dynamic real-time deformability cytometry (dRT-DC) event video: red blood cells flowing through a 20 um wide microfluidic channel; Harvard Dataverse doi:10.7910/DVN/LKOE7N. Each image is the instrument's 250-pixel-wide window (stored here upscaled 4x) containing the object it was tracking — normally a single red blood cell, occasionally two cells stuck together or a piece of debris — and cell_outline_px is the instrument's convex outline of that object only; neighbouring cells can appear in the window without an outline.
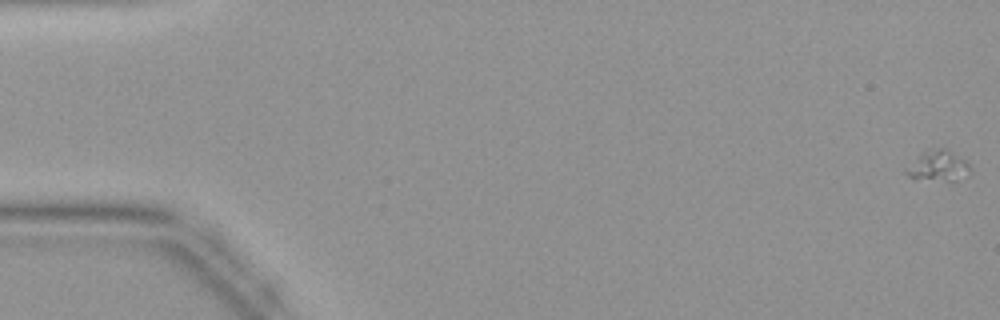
{"species": "common noctule bat (a hibernating species)", "species_latin": "Nyctalus noctula", "temperature_condition": "warm", "stored_images_in_passage": 45, "camera_frame_rate_fps": 3000, "um_per_image_px": 0.085, "animal": {"sex": "female", "body_mass_g": 19.9}, "frame": {"image": 1, "passage_image": 1, "time_ms": 0.0, "image_size_px": [1000, 320], "cell_outline_px": [[972, 172], [968, 176], [956, 180], [912, 180], [904, 172], [904, 168], [924, 152], [936, 148], [944, 148], [964, 160], [972, 168]], "centroid_in_image_um": [79.73, 14.15], "position_along_channel_um": 5.3, "area_um2": 11.44}}
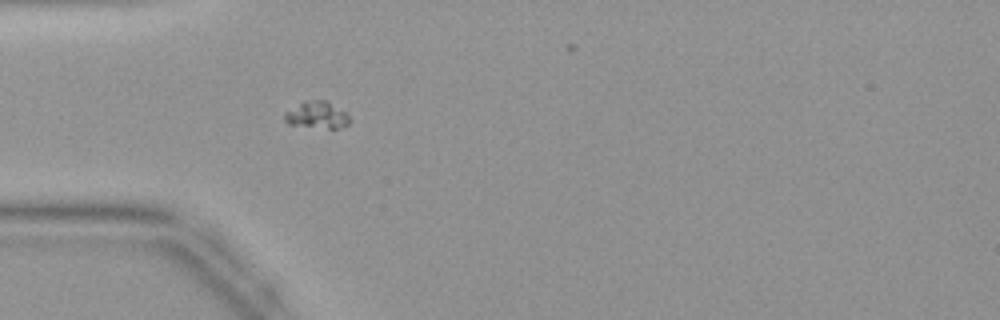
{"frame": {"image": 2, "passage_image": 14, "time_ms": 4.333, "image_size_px": [1000, 320], "cell_outline_px": [[352, 120], [348, 124], [336, 128], [328, 128], [288, 124], [284, 120], [284, 112], [304, 100], [328, 100], [344, 112]], "centroid_in_image_um": [26.92, 9.75], "position_along_channel_um": 58.1, "area_um2": 10.17}}